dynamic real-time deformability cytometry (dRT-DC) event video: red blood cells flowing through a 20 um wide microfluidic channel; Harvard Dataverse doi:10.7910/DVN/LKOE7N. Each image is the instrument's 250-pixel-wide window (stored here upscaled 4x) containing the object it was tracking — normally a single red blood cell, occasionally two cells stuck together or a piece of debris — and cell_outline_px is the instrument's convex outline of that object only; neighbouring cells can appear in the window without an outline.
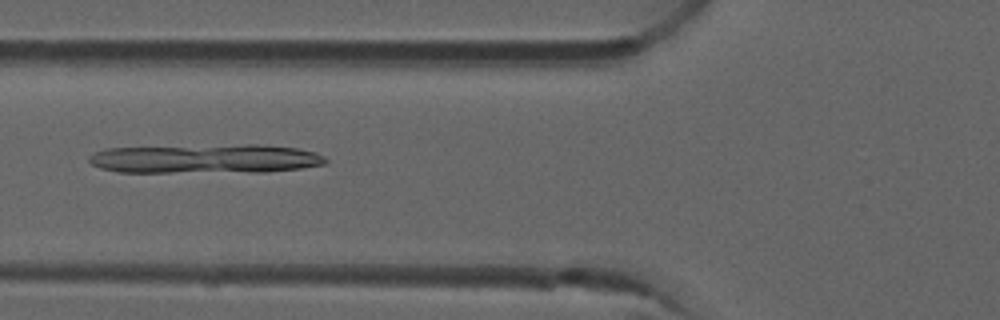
{"species": "common noctule bat (a hibernating species)", "species_latin": "Nyctalus noctula", "temperature_condition": "room temperature", "stored_images_in_passage": 41, "camera_frame_rate_fps": 3000, "um_per_image_px": 0.085, "animal": {"sex": "male", "forearm_length_mm": 52.5}, "frame": {"image": 1, "passage_image": 19, "time_ms": 6.0, "image_size_px": [1000, 320], "cell_outline_px": [[328, 160], [324, 164], [300, 168], [264, 172], [120, 172], [100, 168], [92, 164], [88, 160], [88, 156], [104, 148], [244, 144], [260, 144], [296, 148], [316, 152], [324, 156]], "centroid_in_image_um": [17.47, 13.49], "position_along_channel_um": 108.3, "area_um2": 40.46}}
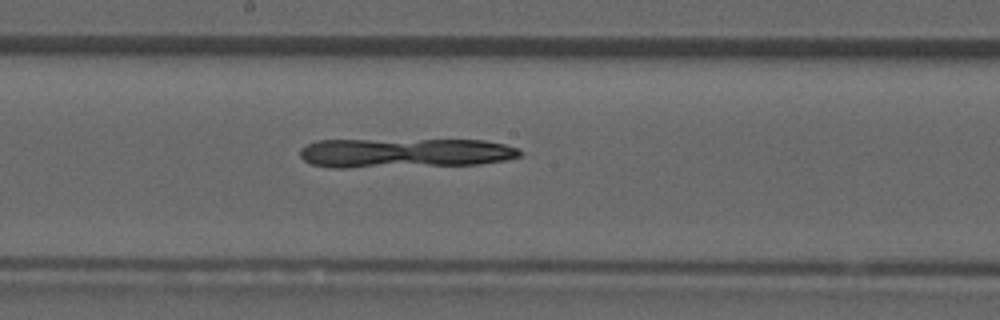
{"frame": {"image": 2, "passage_image": 27, "time_ms": 8.667, "image_size_px": [1000, 320], "cell_outline_px": [[524, 152], [520, 156], [504, 160], [480, 164], [348, 168], [332, 168], [312, 164], [304, 160], [300, 156], [300, 148], [316, 140], [484, 140], [504, 144], [520, 148]], "centroid_in_image_um": [34.41, 13.0], "position_along_channel_um": 213.8, "area_um2": 38.15}}
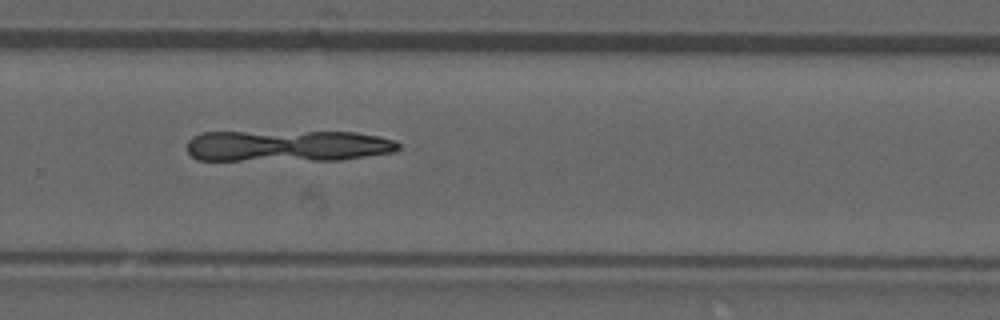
{"frame": {"image": 3, "passage_image": 34, "time_ms": 11.0, "image_size_px": [1000, 320], "cell_outline_px": [[404, 148], [396, 152], [340, 160], [196, 160], [188, 152], [188, 140], [192, 136], [204, 132], [356, 132], [380, 136], [396, 140]], "centroid_in_image_um": [24.52, 12.4], "position_along_channel_um": 305.3, "area_um2": 39.19}}